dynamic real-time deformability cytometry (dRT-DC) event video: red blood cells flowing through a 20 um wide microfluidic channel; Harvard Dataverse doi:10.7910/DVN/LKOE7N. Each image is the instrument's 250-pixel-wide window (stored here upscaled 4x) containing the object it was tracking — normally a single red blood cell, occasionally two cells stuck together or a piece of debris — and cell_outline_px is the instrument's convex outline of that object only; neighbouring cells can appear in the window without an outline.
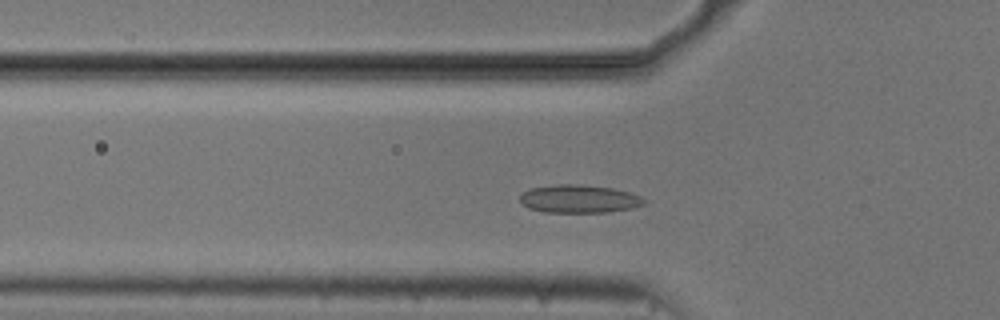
{"species": "common noctule bat (a hibernating species)", "species_latin": "Nyctalus noctula", "temperature_condition": "cold", "stored_images_in_passage": 36, "camera_frame_rate_fps": 3000, "um_per_image_px": 0.085, "animal": {"sex": "male", "body_mass_g": 20.5, "forearm_length_mm": 52.5}, "frame": {"image": 1, "passage_image": 8, "time_ms": 2.333, "image_size_px": [1000, 320], "cell_outline_px": [[648, 200], [644, 204], [632, 208], [608, 212], [544, 212], [528, 208], [520, 200], [520, 196], [524, 192], [532, 188], [552, 184], [580, 184], [612, 188], [632, 192]], "centroid_in_image_um": [49.26, 16.9], "position_along_channel_um": 76.5, "area_um2": 20.4}}
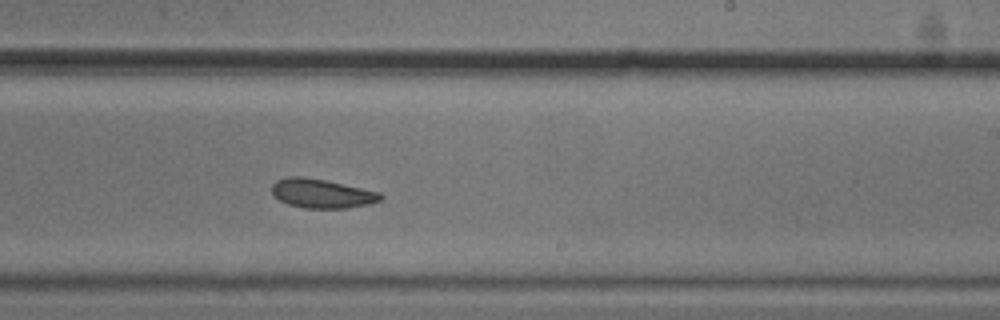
{"frame": {"image": 2, "passage_image": 23, "time_ms": 7.333, "image_size_px": [1000, 320], "cell_outline_px": [[384, 196], [380, 200], [368, 204], [348, 208], [304, 208], [288, 204], [280, 200], [272, 192], [272, 184], [276, 180], [288, 176], [304, 176], [324, 180], [380, 192]], "centroid_in_image_um": [27.34, 16.44], "position_along_channel_um": 261.7, "area_um2": 18.32}}
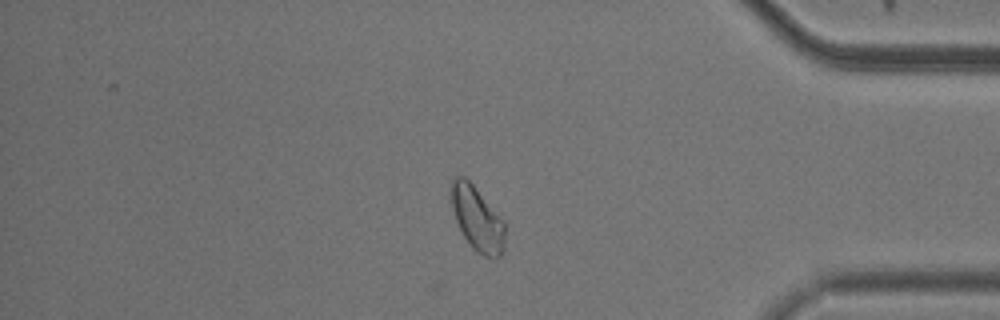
{"frame": {"image": 3, "passage_image": 36, "time_ms": 11.667, "image_size_px": [1000, 320], "cell_outline_px": [[504, 248], [500, 256], [496, 260], [492, 260], [476, 252], [472, 248], [464, 236], [456, 220], [452, 208], [452, 180], [456, 176], [464, 176], [472, 184], [504, 220]], "centroid_in_image_um": [40.59, 18.64], "position_along_channel_um": 394.6, "area_um2": 20.0}}